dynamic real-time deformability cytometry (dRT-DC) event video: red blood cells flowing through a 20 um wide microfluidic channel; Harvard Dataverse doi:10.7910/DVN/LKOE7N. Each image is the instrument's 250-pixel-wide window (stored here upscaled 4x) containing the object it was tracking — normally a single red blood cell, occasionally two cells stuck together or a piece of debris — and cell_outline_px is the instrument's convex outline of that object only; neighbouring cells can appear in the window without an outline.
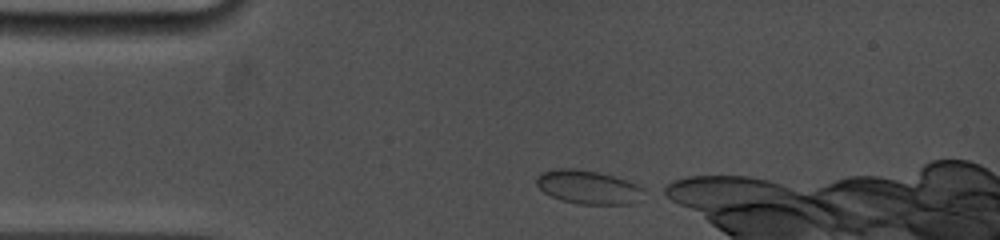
{"species": "common noctule bat (a hibernating species)", "species_latin": "Nyctalus noctula", "temperature_condition": "cold", "stored_images_in_passage": 16, "camera_frame_rate_fps": 5000, "um_per_image_px": 0.085, "animal": {"sex": "female", "body_mass_g": 19.0, "forearm_length_mm": 53.3}, "frame": {"image": 1, "passage_image": 1, "time_ms": 0.0, "image_size_px": [1000, 240], "cell_outline_px": [[644, 188], [632, 204], [580, 204], [560, 200], [544, 192], [536, 184], [536, 176], [540, 172], [552, 168], [576, 168], [600, 172], [616, 176], [628, 180]], "centroid_in_image_um": [49.92, 15.87], "position_along_channel_um": 35.1, "area_um2": 21.15}}
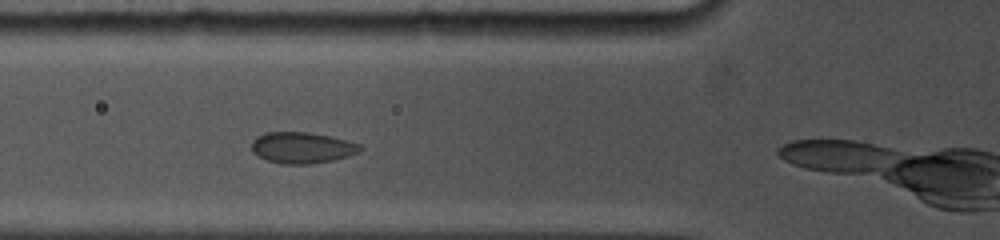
{"frame": {"image": 2, "passage_image": 11, "time_ms": 2.6, "image_size_px": [1000, 240], "cell_outline_px": [[364, 148], [360, 152], [348, 156], [332, 160], [312, 164], [280, 164], [268, 160], [252, 152], [252, 140], [256, 136], [264, 132], [308, 132], [332, 136], [360, 144]], "centroid_in_image_um": [25.69, 12.55], "position_along_channel_um": 100.1, "area_um2": 19.88}}
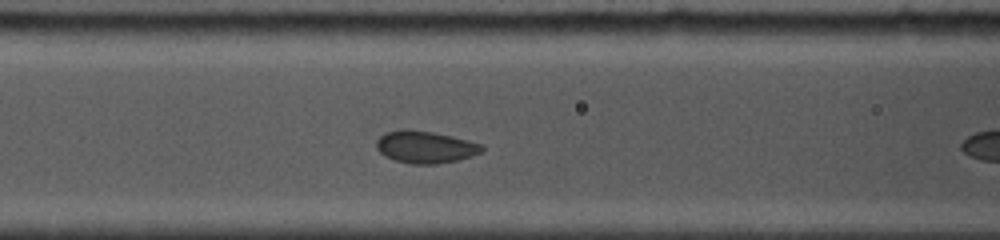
{"frame": {"image": 3, "passage_image": 14, "time_ms": 3.4, "image_size_px": [1000, 240], "cell_outline_px": [[484, 148], [480, 152], [472, 156], [456, 160], [436, 164], [412, 164], [396, 160], [384, 156], [376, 148], [376, 140], [384, 132], [400, 128], [408, 128], [432, 132], [452, 136], [484, 144]], "centroid_in_image_um": [36.12, 12.47], "position_along_channel_um": 130.5, "area_um2": 20.0}}